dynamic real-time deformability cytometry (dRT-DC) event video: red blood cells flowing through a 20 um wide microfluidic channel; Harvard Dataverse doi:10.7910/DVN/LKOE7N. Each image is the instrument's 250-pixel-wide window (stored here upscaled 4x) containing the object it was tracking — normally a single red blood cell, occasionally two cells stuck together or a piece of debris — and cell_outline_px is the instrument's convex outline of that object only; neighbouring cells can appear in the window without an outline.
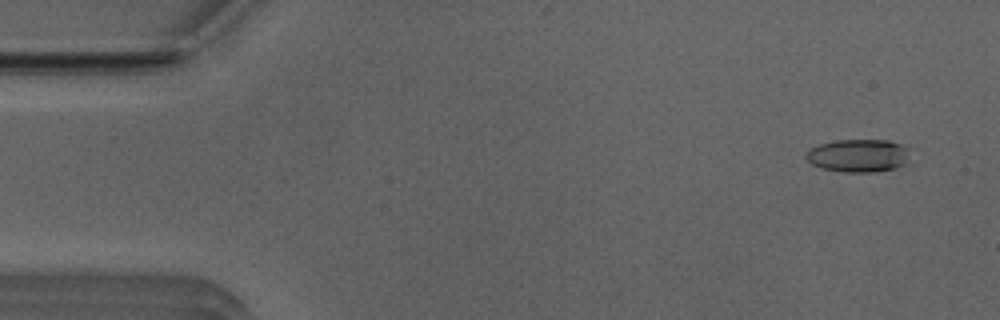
{"species": "Egyptian fruit bat (a non-hibernating species)", "species_latin": "Rousettus aegyptiacus", "temperature_condition": "room temperature", "stored_images_in_passage": 12, "camera_frame_rate_fps": 3000, "um_per_image_px": 0.085, "animal": {"sex": "male"}, "frame": {"image": 1, "passage_image": 3, "time_ms": 0.667, "image_size_px": [1000, 320], "cell_outline_px": [[908, 164], [896, 168], [872, 172], [844, 172], [820, 168], [812, 164], [804, 156], [812, 148], [820, 144], [836, 140], [888, 140], [900, 144], [908, 148]], "centroid_in_image_um": [72.99, 13.23], "position_along_channel_um": 12.0, "area_um2": 20.0}}